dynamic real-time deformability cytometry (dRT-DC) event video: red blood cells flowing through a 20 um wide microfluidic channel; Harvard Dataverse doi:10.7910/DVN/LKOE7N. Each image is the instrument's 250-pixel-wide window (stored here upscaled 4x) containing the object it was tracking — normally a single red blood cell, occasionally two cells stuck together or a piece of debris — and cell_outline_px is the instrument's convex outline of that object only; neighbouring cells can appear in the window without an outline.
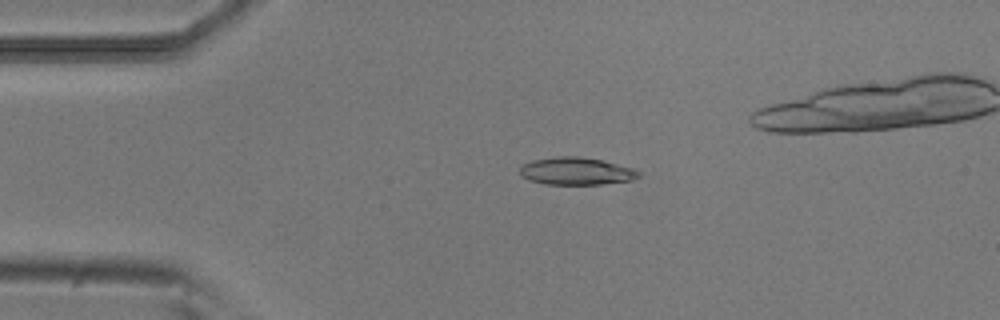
{"species": "common noctule bat (a hibernating species)", "species_latin": "Nyctalus noctula", "temperature_condition": "room temperature", "stored_images_in_passage": 43, "camera_frame_rate_fps": 3000, "um_per_image_px": 0.085, "animal": {"sex": "male", "body_mass_g": 20.5, "forearm_length_mm": 52.5}, "frame": {"image": 1, "passage_image": 1, "time_ms": 0.0, "image_size_px": [1000, 320], "cell_outline_px": [[640, 176], [632, 180], [600, 184], [544, 184], [528, 180], [520, 176], [520, 168], [524, 164], [532, 160], [556, 156], [576, 156], [604, 160], [632, 168], [640, 172]], "centroid_in_image_um": [48.96, 14.54], "position_along_channel_um": 36.0, "area_um2": 19.07}}
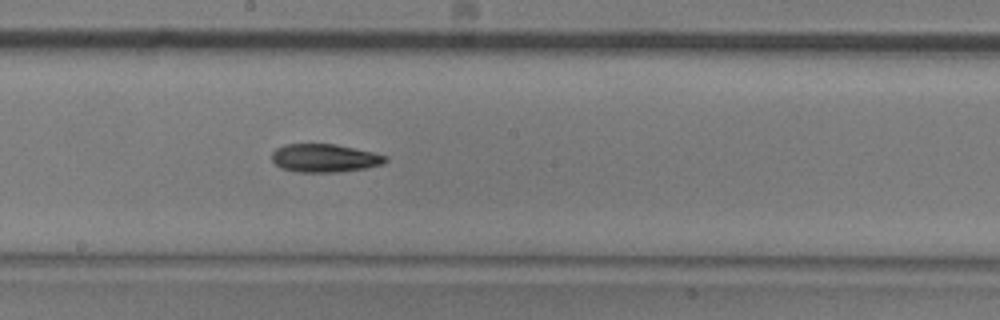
{"frame": {"image": 2, "passage_image": 18, "time_ms": 5.667, "image_size_px": [1000, 320], "cell_outline_px": [[388, 160], [384, 164], [364, 168], [336, 172], [296, 172], [280, 168], [272, 160], [272, 152], [276, 148], [284, 144], [336, 144], [372, 152], [388, 156]], "centroid_in_image_um": [27.58, 13.43], "position_along_channel_um": 220.6, "area_um2": 18.73}}
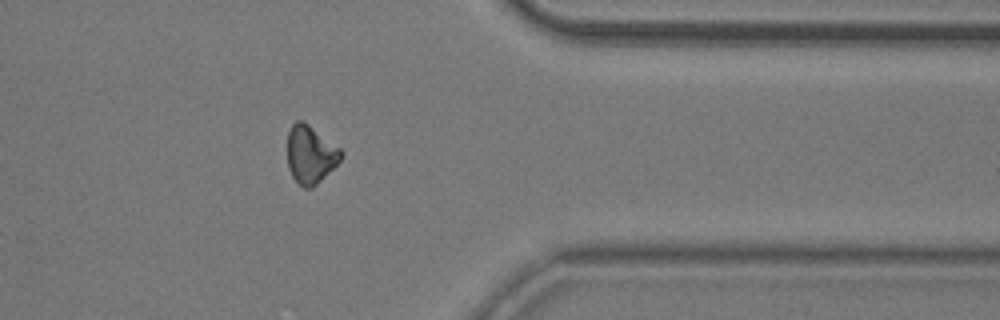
{"frame": {"image": 3, "passage_image": 32, "time_ms": 10.333, "image_size_px": [1000, 320], "cell_outline_px": [[344, 152], [340, 160], [312, 188], [304, 188], [292, 176], [288, 168], [288, 132], [292, 124], [296, 120], [300, 120], [308, 124], [340, 148]], "centroid_in_image_um": [26.38, 13.12], "position_along_channel_um": 385.0, "area_um2": 17.8}, "authors_computed_cell_mechanics": {"area_um2": 18.496, "velocity_mm_per_s": 3.8221, "shape_relaxation_time_tau1_ms": 3.6661, "shape_relaxation_time_tau2_ms": null, "deformation_change_tau1": 0.125, "deformation_change_tau2": null}}